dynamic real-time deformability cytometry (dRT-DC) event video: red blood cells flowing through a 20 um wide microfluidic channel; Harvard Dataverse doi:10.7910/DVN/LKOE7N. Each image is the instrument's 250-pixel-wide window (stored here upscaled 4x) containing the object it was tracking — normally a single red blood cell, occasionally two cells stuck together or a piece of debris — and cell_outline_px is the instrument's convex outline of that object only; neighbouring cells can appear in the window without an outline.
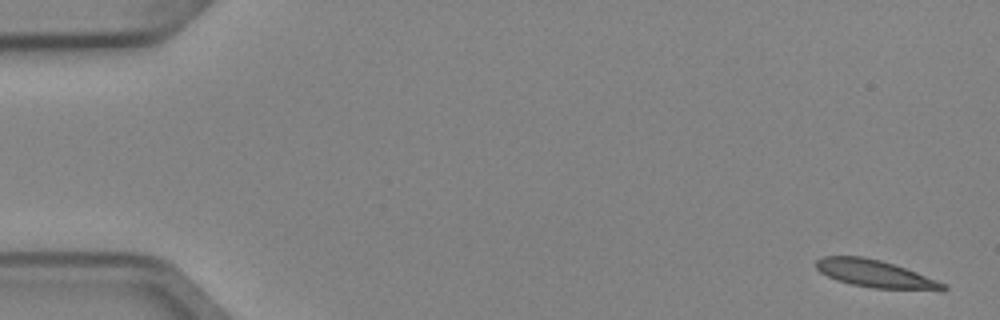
{"species": "Egyptian fruit bat (a non-hibernating species)", "species_latin": "Rousettus aegyptiacus", "temperature_condition": "cold", "stored_images_in_passage": 5, "camera_frame_rate_fps": 3000, "um_per_image_px": 0.085, "animal": {"sex": "female"}, "frame": {"image": 1, "passage_image": 1, "time_ms": 0.0, "image_size_px": [1000, 320], "cell_outline_px": [[948, 288], [944, 292], [940, 292], [872, 288], [852, 284], [836, 280], [820, 272], [816, 268], [816, 260], [824, 256], [860, 256], [880, 260], [916, 272], [948, 284]], "centroid_in_image_um": [74.5, 23.31], "position_along_channel_um": 10.5, "area_um2": 20.69}}
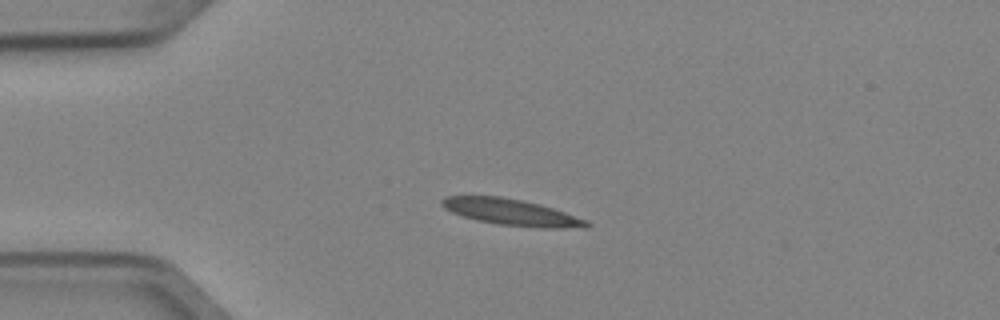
{"frame": {"image": 2, "passage_image": 4, "time_ms": 1.0, "image_size_px": [1000, 320], "cell_outline_px": [[592, 224], [588, 228], [540, 228], [500, 224], [476, 220], [452, 212], [444, 208], [440, 204], [440, 200], [444, 196], [500, 196], [524, 200], [540, 204], [588, 220]], "centroid_in_image_um": [43.5, 18.04], "position_along_channel_um": 41.5, "area_um2": 22.31}}